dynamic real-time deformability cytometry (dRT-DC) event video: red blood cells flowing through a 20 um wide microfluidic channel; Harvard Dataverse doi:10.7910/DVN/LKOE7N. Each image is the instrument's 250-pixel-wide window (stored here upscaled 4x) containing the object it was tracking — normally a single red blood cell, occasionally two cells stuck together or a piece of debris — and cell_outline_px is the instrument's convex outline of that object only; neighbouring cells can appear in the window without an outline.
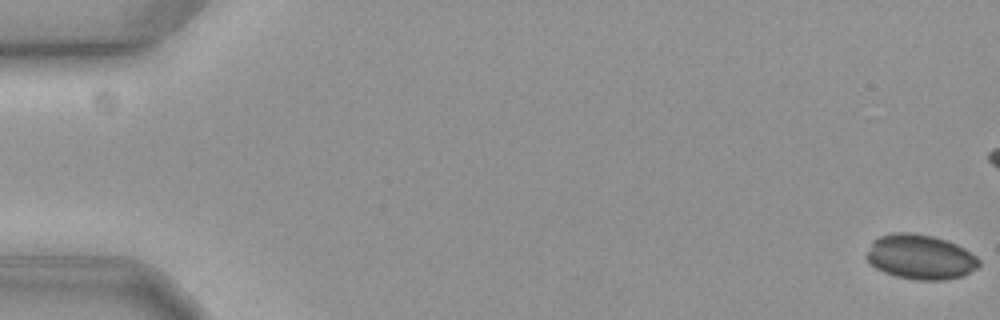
{"species": "common noctule bat (a hibernating species)", "species_latin": "Nyctalus noctula", "temperature_condition": "cold", "stored_images_in_passage": 18, "camera_frame_rate_fps": 3000, "um_per_image_px": 0.085, "animal": {"sex": "female", "body_mass_g": 19.3, "forearm_length_mm": 54.1}, "frame": {"image": 1, "passage_image": 1, "time_ms": 0.0, "image_size_px": [1000, 320], "cell_outline_px": [[980, 264], [976, 268], [964, 276], [944, 280], [916, 280], [896, 276], [884, 272], [876, 268], [864, 256], [872, 240], [880, 236], [892, 232], [912, 232], [932, 236], [956, 244], [964, 248], [976, 256], [980, 260]], "centroid_in_image_um": [78.21, 21.84], "position_along_channel_um": 6.8, "area_um2": 29.48}}